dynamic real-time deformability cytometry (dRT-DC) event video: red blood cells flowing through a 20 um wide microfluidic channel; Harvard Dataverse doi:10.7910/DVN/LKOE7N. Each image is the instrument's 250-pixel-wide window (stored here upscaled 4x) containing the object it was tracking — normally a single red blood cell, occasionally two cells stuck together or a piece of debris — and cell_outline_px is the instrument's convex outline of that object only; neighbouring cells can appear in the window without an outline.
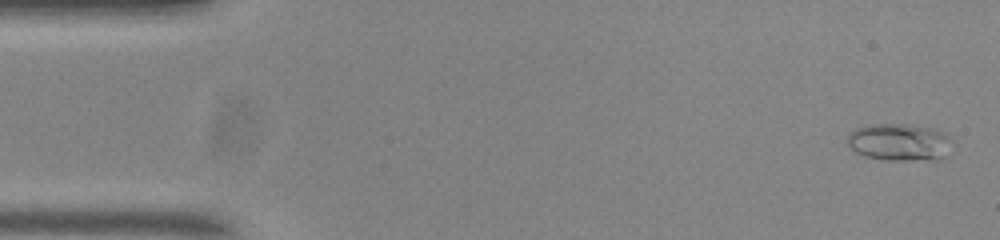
{"species": "common noctule bat (a hibernating species)", "species_latin": "Nyctalus noctula", "temperature_condition": "room temperature", "stored_images_in_passage": 55, "camera_frame_rate_fps": 3000, "um_per_image_px": 0.085, "animal": {"sex": "male", "body_mass_g": 20.0, "forearm_length_mm": 53.3}, "frame": {"image": 1, "passage_image": 2, "time_ms": 0.333, "image_size_px": [1000, 240], "cell_outline_px": [[952, 140], [948, 156], [940, 160], [880, 160], [864, 156], [852, 152], [848, 148], [844, 140], [856, 128], [872, 124], [908, 124], [932, 128], [944, 132]], "centroid_in_image_um": [76.43, 12.11], "position_along_channel_um": 8.6, "area_um2": 23.47}}
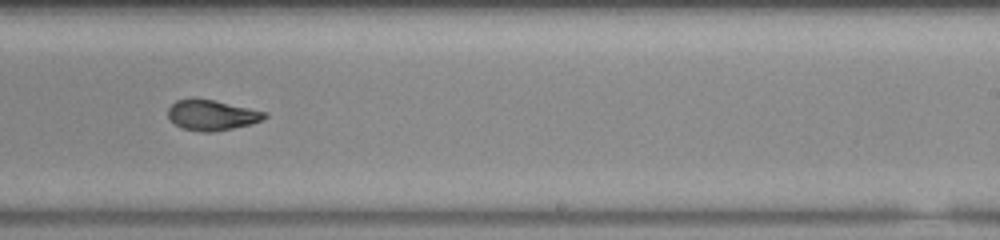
{"frame": {"image": 2, "passage_image": 33, "time_ms": 10.667, "image_size_px": [1000, 240], "cell_outline_px": [[268, 116], [260, 120], [248, 124], [232, 128], [212, 132], [200, 132], [184, 128], [176, 124], [168, 116], [168, 108], [176, 100], [212, 100], [268, 112]], "centroid_in_image_um": [18.02, 9.8], "position_along_channel_um": 271.0, "area_um2": 16.53}}
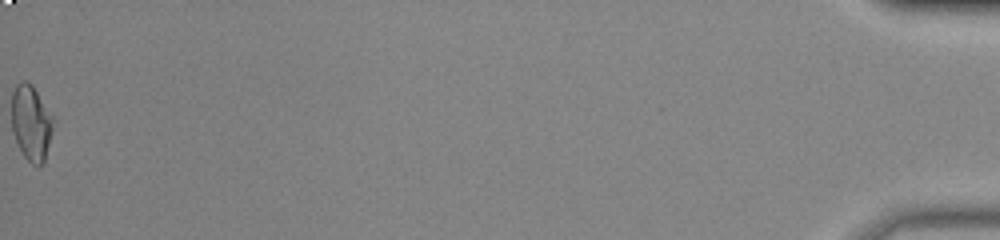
{"frame": {"image": 3, "passage_image": 55, "time_ms": 18.0, "image_size_px": [1000, 240], "cell_outline_px": [[52, 132], [44, 160], [40, 164], [32, 164], [24, 156], [12, 132], [12, 92], [16, 84], [24, 80], [32, 84], [52, 116]], "centroid_in_image_um": [2.62, 10.4], "position_along_channel_um": 432.6, "area_um2": 17.86}, "authors_computed_cell_mechanics": {"area_um2": 17.8024, "velocity_mm_per_s": 3.7097, "shape_relaxation_time_tau1_ms": null, "shape_relaxation_time_tau2_ms": 2.2858, "deformation_change_tau1": null, "deformation_change_tau2": 0.0807}}